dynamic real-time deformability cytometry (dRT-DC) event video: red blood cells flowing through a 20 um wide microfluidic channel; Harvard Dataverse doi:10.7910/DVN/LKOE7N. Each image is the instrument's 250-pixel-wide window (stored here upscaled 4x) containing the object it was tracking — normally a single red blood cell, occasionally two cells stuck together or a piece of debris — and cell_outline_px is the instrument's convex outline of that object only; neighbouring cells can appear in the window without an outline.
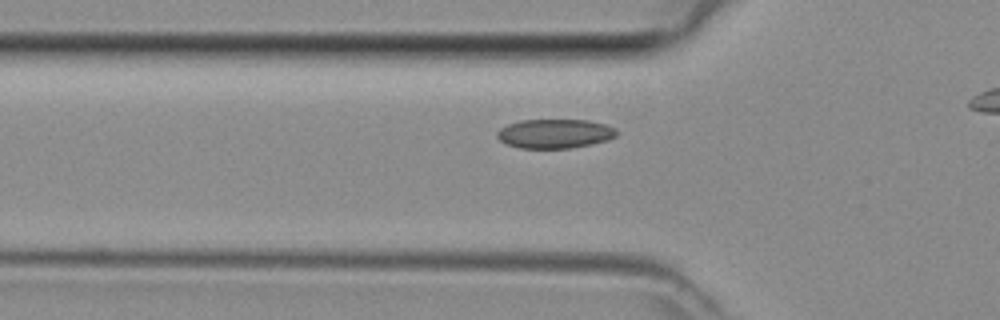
{"species": "common noctule bat (a hibernating species)", "species_latin": "Nyctalus noctula", "temperature_condition": "room temperature", "stored_images_in_passage": 34, "camera_frame_rate_fps": 3000, "um_per_image_px": 0.085, "animal": {"sex": "female", "body_mass_g": 29.2, "forearm_length_mm": 56.3}, "frame": {"image": 1, "passage_image": 12, "time_ms": 3.667, "image_size_px": [1000, 320], "cell_outline_px": [[620, 132], [616, 136], [608, 140], [592, 144], [572, 148], [520, 148], [508, 144], [500, 140], [496, 136], [496, 132], [500, 128], [508, 124], [520, 120], [588, 120], [608, 124], [616, 128]], "centroid_in_image_um": [47.21, 11.35], "position_along_channel_um": 78.6, "area_um2": 20.58}}
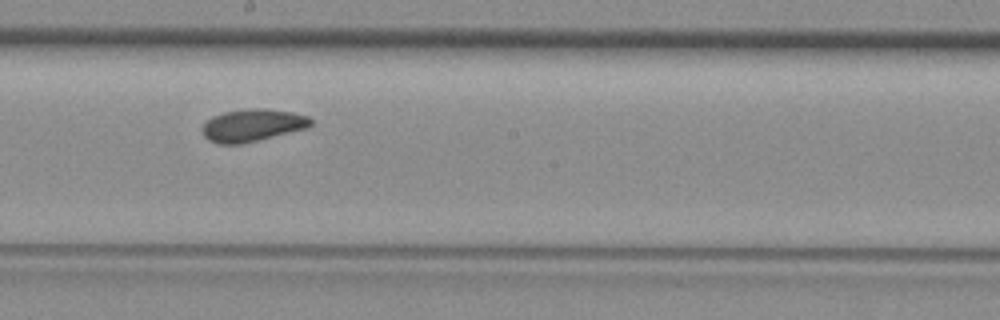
{"frame": {"image": 2, "passage_image": 22, "time_ms": 7.0, "image_size_px": [1000, 320], "cell_outline_px": [[312, 124], [304, 128], [240, 144], [220, 144], [208, 140], [204, 136], [200, 128], [212, 116], [224, 112], [248, 108], [264, 108], [292, 112], [308, 116], [312, 120]], "centroid_in_image_um": [21.4, 10.63], "position_along_channel_um": 226.8, "area_um2": 20.23}}
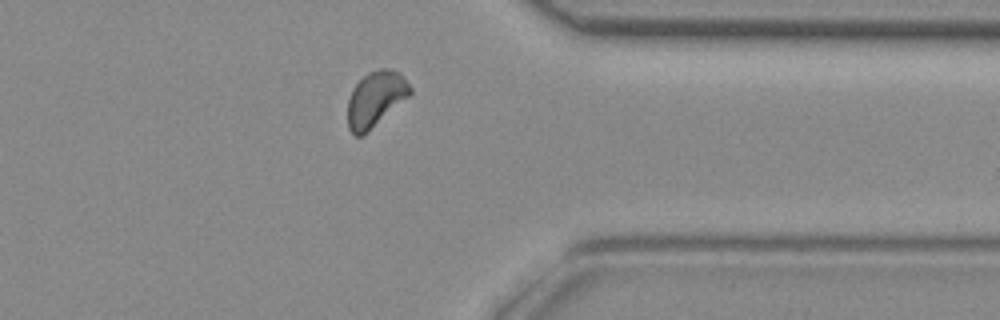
{"frame": {"image": 3, "passage_image": 33, "time_ms": 10.667, "image_size_px": [1000, 320], "cell_outline_px": [[412, 92], [408, 96], [360, 136], [356, 136], [348, 128], [348, 100], [352, 88], [368, 72], [380, 68], [388, 68], [400, 72], [412, 88]], "centroid_in_image_um": [31.91, 8.35], "position_along_channel_um": 379.5, "area_um2": 19.54}}